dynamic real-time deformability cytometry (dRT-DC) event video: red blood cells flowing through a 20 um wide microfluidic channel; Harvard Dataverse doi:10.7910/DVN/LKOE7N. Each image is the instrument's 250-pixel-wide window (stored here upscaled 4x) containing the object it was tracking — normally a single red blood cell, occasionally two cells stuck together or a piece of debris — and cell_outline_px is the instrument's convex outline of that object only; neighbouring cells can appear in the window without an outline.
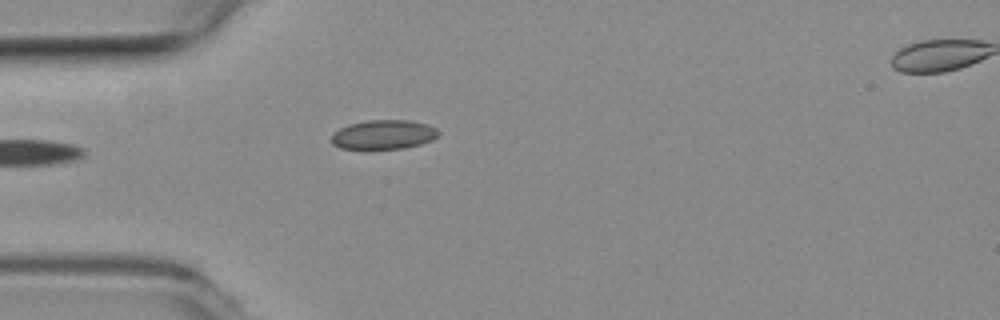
{"species": "common noctule bat (a hibernating species)", "species_latin": "Nyctalus noctula", "temperature_condition": "room temperature", "stored_images_in_passage": 5, "segment_of_instrument_passage": [1, 2], "camera_frame_rate_fps": 3000, "um_per_image_px": 0.085, "animal": {"sex": "female", "body_mass_g": 19.3, "forearm_length_mm": 54.1}, "frame": {"image": 1, "passage_image": 4, "time_ms": 1.0, "image_size_px": [1000, 320], "cell_outline_px": [[440, 132], [432, 140], [420, 144], [404, 148], [340, 148], [332, 144], [332, 136], [340, 128], [348, 124], [368, 120], [408, 120], [428, 124], [436, 128]], "centroid_in_image_um": [32.62, 11.42], "position_along_channel_um": 52.4, "area_um2": 18.03}}